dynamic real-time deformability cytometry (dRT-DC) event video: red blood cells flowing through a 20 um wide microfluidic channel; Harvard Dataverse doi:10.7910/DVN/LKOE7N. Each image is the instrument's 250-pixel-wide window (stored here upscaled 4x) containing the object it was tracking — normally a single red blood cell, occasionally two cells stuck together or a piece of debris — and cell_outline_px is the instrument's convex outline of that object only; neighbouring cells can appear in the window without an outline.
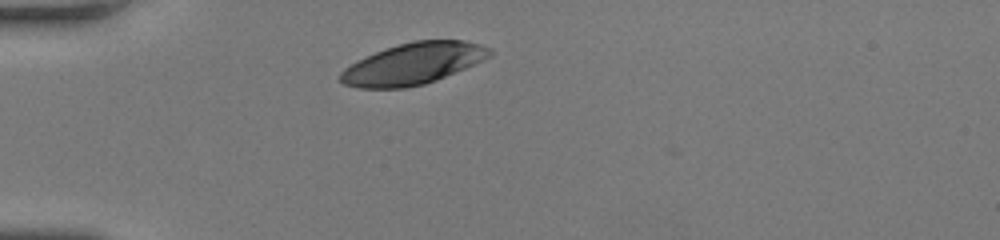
{"species": "human", "species_latin": "Homo sapiens", "temperature_condition": "room temperature", "stored_images_in_passage": 28, "camera_frame_rate_fps": 3000, "um_per_image_px": 0.085, "donor": {"sex": "female"}, "frame": {"image": 1, "passage_image": 1, "time_ms": 0.0, "image_size_px": [1000, 240], "cell_outline_px": [[492, 56], [484, 60], [436, 80], [424, 84], [404, 88], [356, 88], [344, 84], [340, 80], [340, 72], [344, 68], [376, 52], [412, 40], [464, 40], [480, 44], [492, 48]], "centroid_in_image_um": [35.16, 5.41], "position_along_channel_um": 49.8, "area_um2": 35.78}}
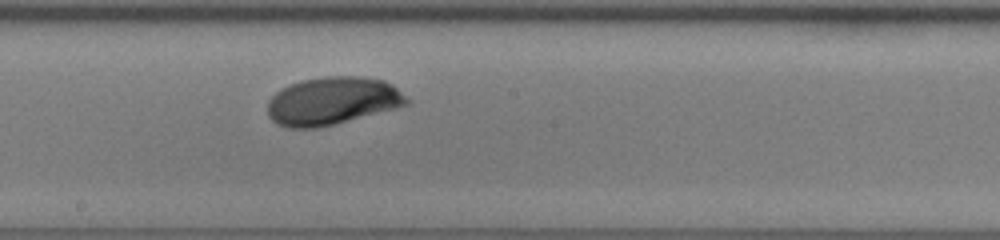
{"frame": {"image": 2, "passage_image": 15, "time_ms": 4.667, "image_size_px": [1000, 240], "cell_outline_px": [[408, 104], [396, 108], [316, 128], [288, 128], [276, 124], [268, 116], [268, 100], [280, 88], [288, 84], [300, 80], [328, 76], [360, 76], [384, 80], [392, 84], [408, 100]], "centroid_in_image_um": [28.2, 8.57], "position_along_channel_um": 220.0, "area_um2": 38.67}}
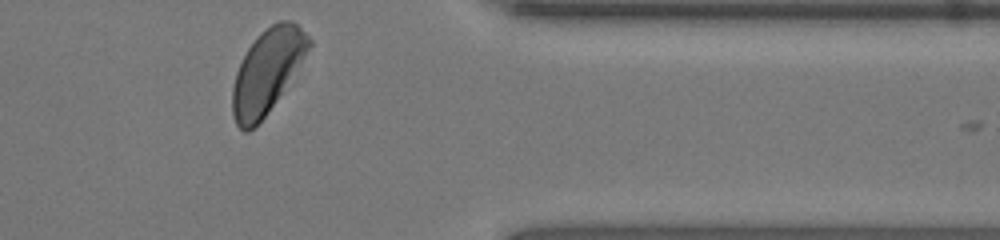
{"frame": {"image": 3, "passage_image": 28, "time_ms": 9.0, "image_size_px": [1000, 240], "cell_outline_px": [[312, 44], [264, 116], [248, 132], [244, 132], [236, 124], [232, 116], [232, 88], [236, 72], [248, 48], [260, 32], [272, 24], [280, 20], [292, 20], [312, 40]], "centroid_in_image_um": [22.66, 6.03], "position_along_channel_um": 388.7, "area_um2": 36.01}, "authors_computed_cell_mechanics": {"area_um2": 37.9457, "velocity_mm_per_s": 4.1601, "shape_relaxation_time_tau1_ms": 4.8978, "shape_relaxation_time_tau2_ms": 2.3573, "deformation_change_tau1": 0.2092, "deformation_change_tau2": 0.0513}}